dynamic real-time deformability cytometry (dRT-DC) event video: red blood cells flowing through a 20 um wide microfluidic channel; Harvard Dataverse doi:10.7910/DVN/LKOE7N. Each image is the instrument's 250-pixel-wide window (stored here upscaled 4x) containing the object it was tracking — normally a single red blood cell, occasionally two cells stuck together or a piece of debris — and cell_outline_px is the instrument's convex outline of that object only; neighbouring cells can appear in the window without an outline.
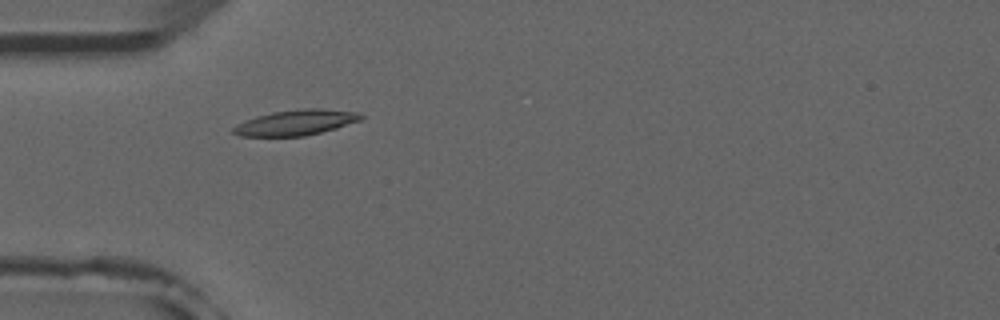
{"species": "common noctule bat (a hibernating species)", "species_latin": "Nyctalus noctula", "temperature_condition": "room temperature", "stored_images_in_passage": 5, "camera_frame_rate_fps": 3000, "um_per_image_px": 0.085, "animal": {"sex": "male", "forearm_length_mm": 52.5}, "frame": {"image": 1, "passage_image": 5, "time_ms": 4.667, "image_size_px": [1000, 320], "cell_outline_px": [[364, 116], [360, 120], [336, 128], [304, 136], [240, 136], [232, 132], [232, 128], [236, 124], [244, 120], [256, 116], [272, 112], [304, 108], [320, 108], [360, 112]], "centroid_in_image_um": [25.13, 10.41], "position_along_channel_um": 59.9, "area_um2": 18.96}}